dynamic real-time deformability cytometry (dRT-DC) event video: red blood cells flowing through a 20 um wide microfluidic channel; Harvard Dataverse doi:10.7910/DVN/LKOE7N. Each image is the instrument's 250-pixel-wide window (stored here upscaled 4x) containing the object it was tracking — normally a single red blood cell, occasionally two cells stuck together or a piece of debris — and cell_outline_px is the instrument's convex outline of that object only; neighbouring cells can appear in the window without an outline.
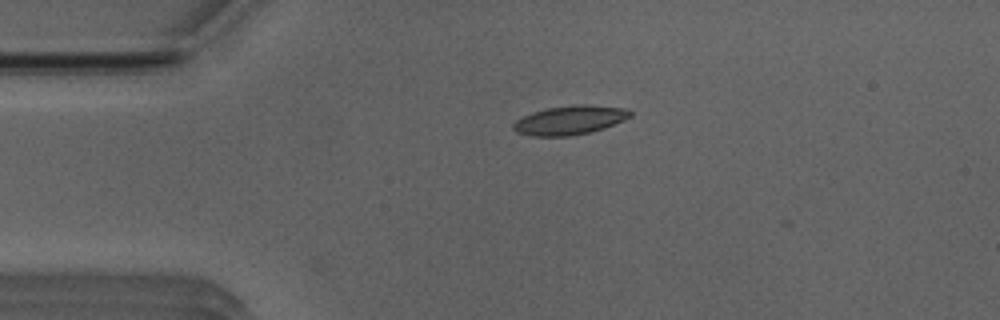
{"species": "Egyptian fruit bat (a non-hibernating species)", "species_latin": "Rousettus aegyptiacus", "temperature_condition": "room temperature", "stored_images_in_passage": 6, "camera_frame_rate_fps": 3000, "um_per_image_px": 0.085, "animal": {"sex": "male"}, "frame": {"image": 1, "passage_image": 1, "time_ms": 0.0, "image_size_px": [1000, 320], "cell_outline_px": [[632, 116], [624, 120], [604, 128], [588, 132], [568, 136], [532, 136], [516, 132], [512, 128], [512, 124], [516, 120], [532, 112], [548, 108], [572, 104], [588, 104], [624, 108], [632, 112]], "centroid_in_image_um": [48.43, 10.2], "position_along_channel_um": 36.6, "area_um2": 19.77}}